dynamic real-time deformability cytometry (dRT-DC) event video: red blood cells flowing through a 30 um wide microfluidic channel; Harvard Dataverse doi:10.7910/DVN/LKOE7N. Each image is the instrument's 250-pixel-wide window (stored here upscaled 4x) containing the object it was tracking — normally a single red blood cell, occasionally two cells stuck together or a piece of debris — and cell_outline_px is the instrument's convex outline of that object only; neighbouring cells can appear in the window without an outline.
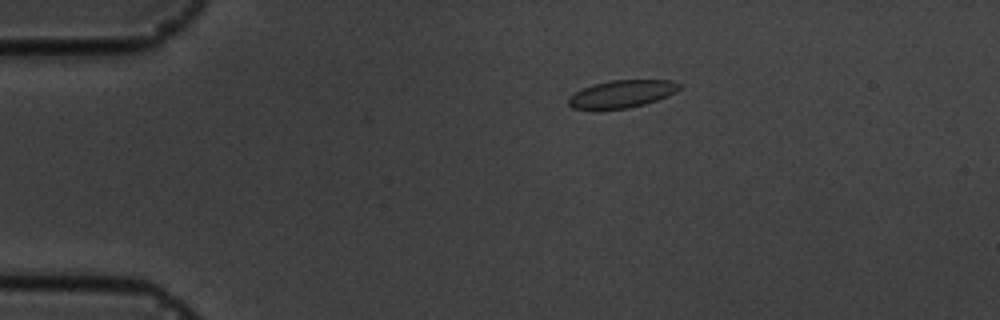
{"species": "common noctule bat (a hibernating species)", "species_latin": "Nyctalus noctula", "temperature_condition": "cold", "stored_images_in_passage": 2, "camera_frame_rate_fps": 3000, "um_per_image_px": 0.085, "animal": {"sex": "male", "body_mass_g": 19.5, "forearm_length_mm": 54.6}, "frame": {"image": 1, "passage_image": 1, "time_ms": 0.0, "image_size_px": [1000, 320], "cell_outline_px": [[680, 88], [676, 92], [668, 96], [644, 104], [628, 108], [572, 108], [568, 104], [568, 100], [576, 92], [592, 84], [612, 80], [672, 80], [680, 84]], "centroid_in_image_um": [52.91, 7.96], "position_along_channel_um": 32.1, "area_um2": 17.4}}